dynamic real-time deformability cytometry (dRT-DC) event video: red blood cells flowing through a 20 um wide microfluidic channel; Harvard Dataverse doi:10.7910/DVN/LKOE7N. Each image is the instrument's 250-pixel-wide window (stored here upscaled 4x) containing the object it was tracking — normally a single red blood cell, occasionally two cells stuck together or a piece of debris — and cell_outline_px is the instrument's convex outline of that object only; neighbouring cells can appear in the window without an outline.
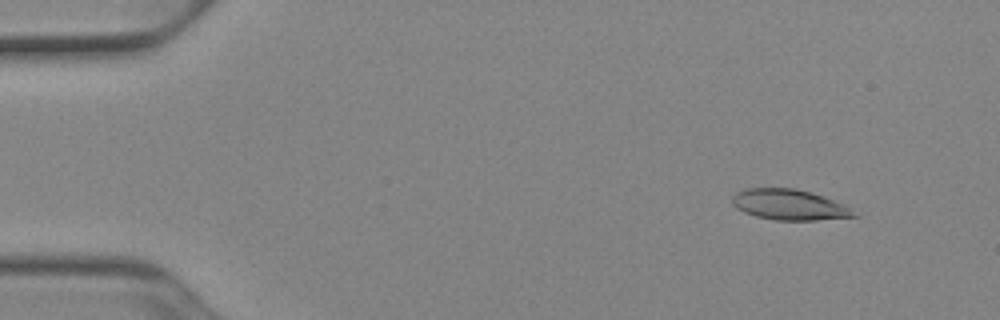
{"species": "Egyptian fruit bat (a non-hibernating species)", "species_latin": "Rousettus aegyptiacus", "temperature_condition": "cold", "stored_images_in_passage": 51, "camera_frame_rate_fps": 3000, "um_per_image_px": 0.085, "animal": {"sex": "female"}, "frame": {"image": 1, "passage_image": 5, "time_ms": 1.333, "image_size_px": [1000, 320], "cell_outline_px": [[860, 216], [816, 220], [776, 220], [756, 216], [744, 212], [736, 208], [732, 204], [732, 196], [736, 192], [744, 188], [796, 188], [812, 192], [824, 196], [848, 208]], "centroid_in_image_um": [67.03, 17.39], "position_along_channel_um": 18.0, "area_um2": 21.62}}
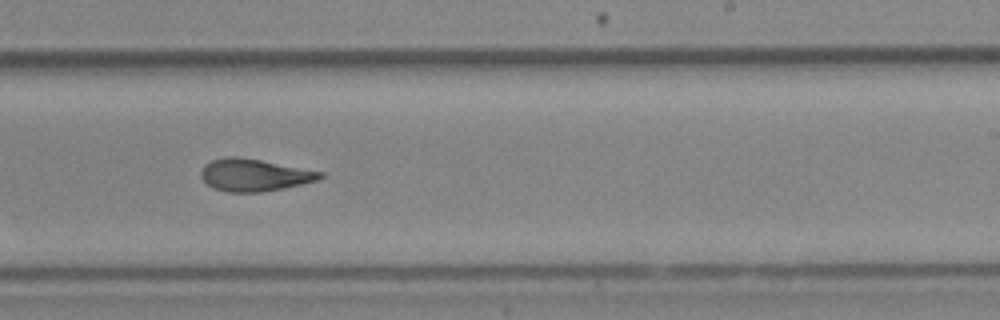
{"frame": {"image": 2, "passage_image": 32, "time_ms": 10.333, "image_size_px": [1000, 320], "cell_outline_px": [[324, 176], [316, 180], [300, 184], [260, 192], [228, 192], [212, 188], [200, 176], [200, 168], [204, 164], [212, 160], [224, 156], [236, 156], [260, 160], [324, 172]], "centroid_in_image_um": [21.54, 14.86], "position_along_channel_um": 267.5, "area_um2": 22.25}}
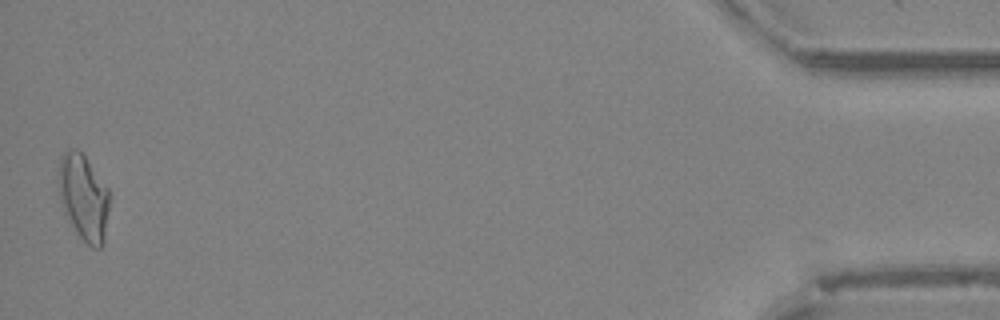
{"frame": {"image": 3, "passage_image": 51, "time_ms": 16.667, "image_size_px": [1000, 320], "cell_outline_px": [[108, 212], [104, 244], [100, 248], [92, 248], [80, 236], [64, 212], [60, 200], [56, 172], [60, 156], [68, 148], [76, 148], [84, 156], [108, 188]], "centroid_in_image_um": [7.07, 16.74], "position_along_channel_um": 428.1, "area_um2": 25.55}, "authors_computed_cell_mechanics": {"area_um2": 22.4264, "velocity_mm_per_s": 3.9181, "shape_relaxation_time_tau1_ms": 6.8618, "shape_relaxation_time_tau2_ms": 3.5491, "deformation_change_tau1": 0.1783, "deformation_change_tau2": 0.1123}}